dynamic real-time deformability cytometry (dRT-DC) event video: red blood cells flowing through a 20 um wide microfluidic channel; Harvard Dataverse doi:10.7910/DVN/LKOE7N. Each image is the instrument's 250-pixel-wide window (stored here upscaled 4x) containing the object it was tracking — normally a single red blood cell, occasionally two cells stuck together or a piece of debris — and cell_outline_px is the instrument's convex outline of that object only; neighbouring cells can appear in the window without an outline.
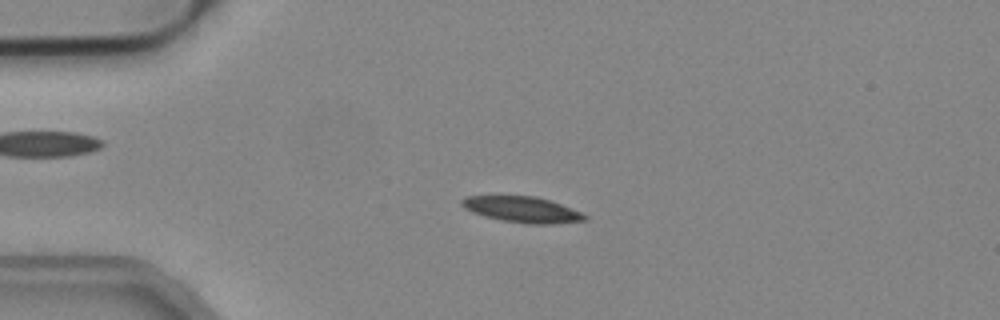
{"species": "common noctule bat (a hibernating species)", "species_latin": "Nyctalus noctula", "temperature_condition": "cold", "stored_images_in_passage": 51, "camera_frame_rate_fps": 3000, "um_per_image_px": 0.085, "animal": {"sex": "male", "body_mass_g": 19.2, "forearm_length_mm": 51.8}, "frame": {"image": 1, "passage_image": 12, "time_ms": 3.667, "image_size_px": [1000, 320], "cell_outline_px": [[588, 220], [552, 224], [528, 224], [504, 220], [484, 216], [472, 212], [464, 208], [460, 204], [460, 200], [468, 196], [536, 196], [560, 204], [580, 212], [588, 216]], "centroid_in_image_um": [44.38, 17.81], "position_along_channel_um": 40.6, "area_um2": 18.38}}
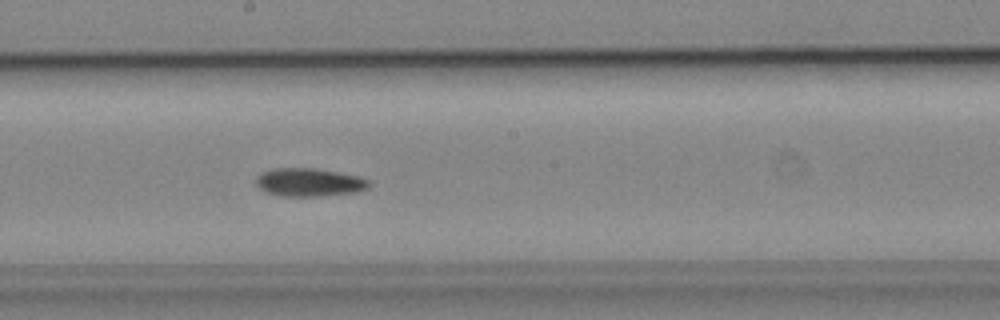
{"frame": {"image": 2, "passage_image": 28, "time_ms": 9.0, "image_size_px": [1000, 320], "cell_outline_px": [[372, 184], [368, 188], [356, 192], [320, 196], [280, 196], [268, 192], [260, 188], [256, 184], [256, 176], [260, 172], [272, 168], [316, 168], [360, 176], [368, 180]], "centroid_in_image_um": [26.28, 15.48], "position_along_channel_um": 221.9, "area_um2": 18.73}}
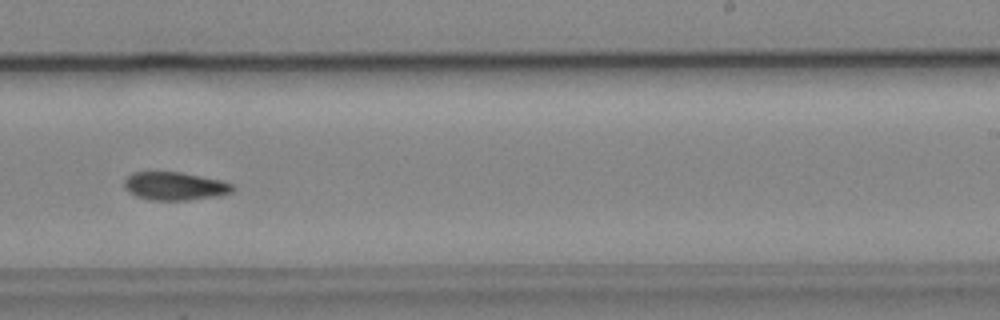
{"frame": {"image": 3, "passage_image": 32, "time_ms": 10.333, "image_size_px": [1000, 320], "cell_outline_px": [[236, 188], [232, 192], [220, 196], [188, 200], [148, 200], [136, 196], [128, 192], [124, 188], [124, 180], [132, 172], [180, 172], [220, 180], [232, 184]], "centroid_in_image_um": [14.85, 15.83], "position_along_channel_um": 274.1, "area_um2": 17.92}, "authors_computed_cell_mechanics": {"area_um2": 17.918, "velocity_mm_per_s": 3.9411, "shape_relaxation_time_tau1_ms": 9.3536, "shape_relaxation_time_tau2_ms": null, "deformation_change_tau1": 0.1803, "deformation_change_tau2": null}}